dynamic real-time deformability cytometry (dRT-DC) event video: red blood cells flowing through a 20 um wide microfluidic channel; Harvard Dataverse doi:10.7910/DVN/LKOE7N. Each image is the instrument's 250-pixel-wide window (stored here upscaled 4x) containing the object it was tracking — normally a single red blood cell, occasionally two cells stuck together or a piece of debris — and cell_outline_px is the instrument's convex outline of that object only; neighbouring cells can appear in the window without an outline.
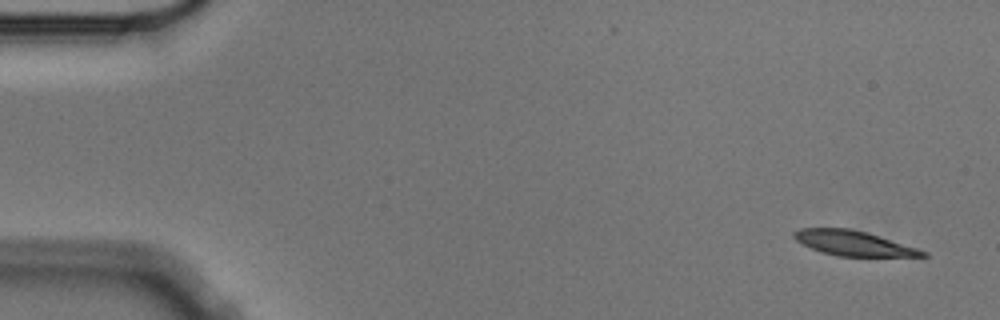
{"species": "Egyptian fruit bat (a non-hibernating species)", "species_latin": "Rousettus aegyptiacus", "temperature_condition": "cold", "stored_images_in_passage": 5, "camera_frame_rate_fps": 3000, "um_per_image_px": 0.085, "animal": {"sex": "male"}, "frame": {"image": 1, "passage_image": 1, "time_ms": 0.0, "image_size_px": [1000, 320], "cell_outline_px": [[928, 256], [836, 256], [820, 252], [796, 240], [792, 236], [792, 232], [800, 228], [848, 228], [868, 232], [928, 252]], "centroid_in_image_um": [72.5, 20.66], "position_along_channel_um": 12.5, "area_um2": 18.55}}
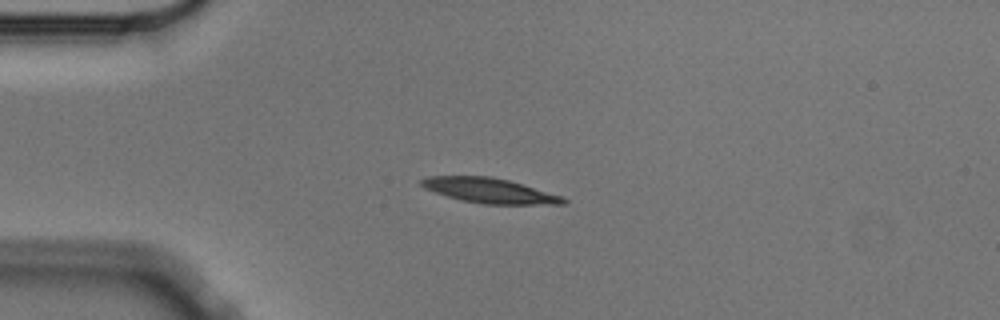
{"frame": {"image": 2, "passage_image": 4, "time_ms": 1.0, "image_size_px": [1000, 320], "cell_outline_px": [[568, 204], [484, 204], [460, 200], [424, 188], [420, 184], [420, 180], [428, 176], [492, 176], [508, 180], [564, 196], [568, 200]], "centroid_in_image_um": [41.65, 16.2], "position_along_channel_um": 43.4, "area_um2": 20.63}}